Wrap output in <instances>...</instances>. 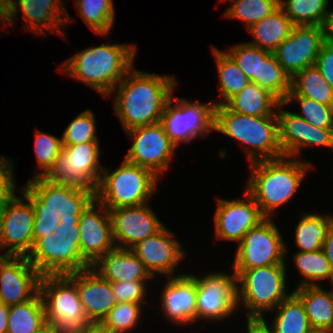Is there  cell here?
<instances>
[{
  "label": "cell",
  "instance_id": "1",
  "mask_svg": "<svg viewBox=\"0 0 333 333\" xmlns=\"http://www.w3.org/2000/svg\"><path fill=\"white\" fill-rule=\"evenodd\" d=\"M114 87L113 109L123 130L161 122L164 108L177 86L173 75L133 70ZM117 94V95H116Z\"/></svg>",
  "mask_w": 333,
  "mask_h": 333
},
{
  "label": "cell",
  "instance_id": "2",
  "mask_svg": "<svg viewBox=\"0 0 333 333\" xmlns=\"http://www.w3.org/2000/svg\"><path fill=\"white\" fill-rule=\"evenodd\" d=\"M134 44H103L83 49L60 66V72L99 92L104 98L134 67Z\"/></svg>",
  "mask_w": 333,
  "mask_h": 333
},
{
  "label": "cell",
  "instance_id": "3",
  "mask_svg": "<svg viewBox=\"0 0 333 333\" xmlns=\"http://www.w3.org/2000/svg\"><path fill=\"white\" fill-rule=\"evenodd\" d=\"M312 165L305 159L292 157L249 163L250 176L245 190L255 200L261 214L272 218L274 211L293 198Z\"/></svg>",
  "mask_w": 333,
  "mask_h": 333
},
{
  "label": "cell",
  "instance_id": "4",
  "mask_svg": "<svg viewBox=\"0 0 333 333\" xmlns=\"http://www.w3.org/2000/svg\"><path fill=\"white\" fill-rule=\"evenodd\" d=\"M213 131L246 145L244 149L250 163L283 157L277 115L249 116L219 105L214 109Z\"/></svg>",
  "mask_w": 333,
  "mask_h": 333
},
{
  "label": "cell",
  "instance_id": "5",
  "mask_svg": "<svg viewBox=\"0 0 333 333\" xmlns=\"http://www.w3.org/2000/svg\"><path fill=\"white\" fill-rule=\"evenodd\" d=\"M79 221H60L56 233L38 239L27 258L43 275H65L91 268L79 249Z\"/></svg>",
  "mask_w": 333,
  "mask_h": 333
},
{
  "label": "cell",
  "instance_id": "6",
  "mask_svg": "<svg viewBox=\"0 0 333 333\" xmlns=\"http://www.w3.org/2000/svg\"><path fill=\"white\" fill-rule=\"evenodd\" d=\"M158 179L151 170L123 159L115 170L103 168L95 199L107 209L148 203L156 192Z\"/></svg>",
  "mask_w": 333,
  "mask_h": 333
},
{
  "label": "cell",
  "instance_id": "7",
  "mask_svg": "<svg viewBox=\"0 0 333 333\" xmlns=\"http://www.w3.org/2000/svg\"><path fill=\"white\" fill-rule=\"evenodd\" d=\"M286 264L233 270L237 284V307L242 303L247 317H264L291 293L286 291ZM241 300V301H240Z\"/></svg>",
  "mask_w": 333,
  "mask_h": 333
},
{
  "label": "cell",
  "instance_id": "8",
  "mask_svg": "<svg viewBox=\"0 0 333 333\" xmlns=\"http://www.w3.org/2000/svg\"><path fill=\"white\" fill-rule=\"evenodd\" d=\"M39 293L53 333H82L92 324L82 308L75 283L66 274L41 276Z\"/></svg>",
  "mask_w": 333,
  "mask_h": 333
},
{
  "label": "cell",
  "instance_id": "9",
  "mask_svg": "<svg viewBox=\"0 0 333 333\" xmlns=\"http://www.w3.org/2000/svg\"><path fill=\"white\" fill-rule=\"evenodd\" d=\"M99 142L63 145L53 166L43 176L54 184L89 189L96 193L102 170Z\"/></svg>",
  "mask_w": 333,
  "mask_h": 333
},
{
  "label": "cell",
  "instance_id": "10",
  "mask_svg": "<svg viewBox=\"0 0 333 333\" xmlns=\"http://www.w3.org/2000/svg\"><path fill=\"white\" fill-rule=\"evenodd\" d=\"M33 210H51L60 216V221H79L80 214L95 199L89 189L54 184L43 177H35L22 187Z\"/></svg>",
  "mask_w": 333,
  "mask_h": 333
},
{
  "label": "cell",
  "instance_id": "11",
  "mask_svg": "<svg viewBox=\"0 0 333 333\" xmlns=\"http://www.w3.org/2000/svg\"><path fill=\"white\" fill-rule=\"evenodd\" d=\"M214 109V102L200 103L176 98L172 94L164 108L161 123L178 148L180 143H190L199 135L203 138L209 136L210 131L214 130Z\"/></svg>",
  "mask_w": 333,
  "mask_h": 333
},
{
  "label": "cell",
  "instance_id": "12",
  "mask_svg": "<svg viewBox=\"0 0 333 333\" xmlns=\"http://www.w3.org/2000/svg\"><path fill=\"white\" fill-rule=\"evenodd\" d=\"M272 218L250 229L236 246L233 270L285 264L287 245Z\"/></svg>",
  "mask_w": 333,
  "mask_h": 333
},
{
  "label": "cell",
  "instance_id": "13",
  "mask_svg": "<svg viewBox=\"0 0 333 333\" xmlns=\"http://www.w3.org/2000/svg\"><path fill=\"white\" fill-rule=\"evenodd\" d=\"M65 4L63 0H0V23L12 26L20 8L27 24L24 27L36 36L48 31L49 34L66 36L61 28L73 19L67 14Z\"/></svg>",
  "mask_w": 333,
  "mask_h": 333
},
{
  "label": "cell",
  "instance_id": "14",
  "mask_svg": "<svg viewBox=\"0 0 333 333\" xmlns=\"http://www.w3.org/2000/svg\"><path fill=\"white\" fill-rule=\"evenodd\" d=\"M231 273L213 272L204 277L190 274L197 283L196 322L223 321L238 309L236 275Z\"/></svg>",
  "mask_w": 333,
  "mask_h": 333
},
{
  "label": "cell",
  "instance_id": "15",
  "mask_svg": "<svg viewBox=\"0 0 333 333\" xmlns=\"http://www.w3.org/2000/svg\"><path fill=\"white\" fill-rule=\"evenodd\" d=\"M133 140L124 159L130 163L151 170L160 177L168 170L170 161L177 149L170 140L161 122L139 126L126 131Z\"/></svg>",
  "mask_w": 333,
  "mask_h": 333
},
{
  "label": "cell",
  "instance_id": "16",
  "mask_svg": "<svg viewBox=\"0 0 333 333\" xmlns=\"http://www.w3.org/2000/svg\"><path fill=\"white\" fill-rule=\"evenodd\" d=\"M285 106L284 101L280 102L276 110L283 157L299 159L301 152L308 146L318 145L333 150V129L313 126L295 112L284 109Z\"/></svg>",
  "mask_w": 333,
  "mask_h": 333
},
{
  "label": "cell",
  "instance_id": "17",
  "mask_svg": "<svg viewBox=\"0 0 333 333\" xmlns=\"http://www.w3.org/2000/svg\"><path fill=\"white\" fill-rule=\"evenodd\" d=\"M33 224L31 201L23 193L20 197L15 194L2 206L0 250H6L3 255H28L33 247Z\"/></svg>",
  "mask_w": 333,
  "mask_h": 333
},
{
  "label": "cell",
  "instance_id": "18",
  "mask_svg": "<svg viewBox=\"0 0 333 333\" xmlns=\"http://www.w3.org/2000/svg\"><path fill=\"white\" fill-rule=\"evenodd\" d=\"M216 201L217 208L213 218L216 239L234 241L238 245L250 229L265 219L259 206L246 190L244 198H217Z\"/></svg>",
  "mask_w": 333,
  "mask_h": 333
},
{
  "label": "cell",
  "instance_id": "19",
  "mask_svg": "<svg viewBox=\"0 0 333 333\" xmlns=\"http://www.w3.org/2000/svg\"><path fill=\"white\" fill-rule=\"evenodd\" d=\"M107 210L110 216L113 240L118 248L131 249L165 226L148 203Z\"/></svg>",
  "mask_w": 333,
  "mask_h": 333
},
{
  "label": "cell",
  "instance_id": "20",
  "mask_svg": "<svg viewBox=\"0 0 333 333\" xmlns=\"http://www.w3.org/2000/svg\"><path fill=\"white\" fill-rule=\"evenodd\" d=\"M324 42L322 26H294L291 34L274 51L276 61L292 78L314 65Z\"/></svg>",
  "mask_w": 333,
  "mask_h": 333
},
{
  "label": "cell",
  "instance_id": "21",
  "mask_svg": "<svg viewBox=\"0 0 333 333\" xmlns=\"http://www.w3.org/2000/svg\"><path fill=\"white\" fill-rule=\"evenodd\" d=\"M41 275L27 256L4 255L0 259V303L22 304L39 292Z\"/></svg>",
  "mask_w": 333,
  "mask_h": 333
},
{
  "label": "cell",
  "instance_id": "22",
  "mask_svg": "<svg viewBox=\"0 0 333 333\" xmlns=\"http://www.w3.org/2000/svg\"><path fill=\"white\" fill-rule=\"evenodd\" d=\"M174 233L164 226L156 234L147 237L131 248L155 278L156 273L169 277L177 276L176 268L187 254Z\"/></svg>",
  "mask_w": 333,
  "mask_h": 333
},
{
  "label": "cell",
  "instance_id": "23",
  "mask_svg": "<svg viewBox=\"0 0 333 333\" xmlns=\"http://www.w3.org/2000/svg\"><path fill=\"white\" fill-rule=\"evenodd\" d=\"M78 225L80 231L79 249L82 256L91 265L116 247L108 210L96 199L80 214Z\"/></svg>",
  "mask_w": 333,
  "mask_h": 333
},
{
  "label": "cell",
  "instance_id": "24",
  "mask_svg": "<svg viewBox=\"0 0 333 333\" xmlns=\"http://www.w3.org/2000/svg\"><path fill=\"white\" fill-rule=\"evenodd\" d=\"M160 294L161 310L175 325L196 322V280L187 274L168 277Z\"/></svg>",
  "mask_w": 333,
  "mask_h": 333
},
{
  "label": "cell",
  "instance_id": "25",
  "mask_svg": "<svg viewBox=\"0 0 333 333\" xmlns=\"http://www.w3.org/2000/svg\"><path fill=\"white\" fill-rule=\"evenodd\" d=\"M77 288L85 314L91 323H101L116 304L111 283L92 268L66 274Z\"/></svg>",
  "mask_w": 333,
  "mask_h": 333
},
{
  "label": "cell",
  "instance_id": "26",
  "mask_svg": "<svg viewBox=\"0 0 333 333\" xmlns=\"http://www.w3.org/2000/svg\"><path fill=\"white\" fill-rule=\"evenodd\" d=\"M91 268L110 283L154 278L131 249L115 247L101 256Z\"/></svg>",
  "mask_w": 333,
  "mask_h": 333
},
{
  "label": "cell",
  "instance_id": "27",
  "mask_svg": "<svg viewBox=\"0 0 333 333\" xmlns=\"http://www.w3.org/2000/svg\"><path fill=\"white\" fill-rule=\"evenodd\" d=\"M302 302L314 332L330 333L333 330L332 290L322 286H301L292 291Z\"/></svg>",
  "mask_w": 333,
  "mask_h": 333
},
{
  "label": "cell",
  "instance_id": "28",
  "mask_svg": "<svg viewBox=\"0 0 333 333\" xmlns=\"http://www.w3.org/2000/svg\"><path fill=\"white\" fill-rule=\"evenodd\" d=\"M295 25L279 6L274 12L248 28L255 40L253 46L273 52L291 34Z\"/></svg>",
  "mask_w": 333,
  "mask_h": 333
},
{
  "label": "cell",
  "instance_id": "29",
  "mask_svg": "<svg viewBox=\"0 0 333 333\" xmlns=\"http://www.w3.org/2000/svg\"><path fill=\"white\" fill-rule=\"evenodd\" d=\"M280 102L271 92L251 82L225 106L239 114L260 117L277 115L276 110Z\"/></svg>",
  "mask_w": 333,
  "mask_h": 333
},
{
  "label": "cell",
  "instance_id": "30",
  "mask_svg": "<svg viewBox=\"0 0 333 333\" xmlns=\"http://www.w3.org/2000/svg\"><path fill=\"white\" fill-rule=\"evenodd\" d=\"M46 329L45 308L39 292L29 301L9 307L6 333H43Z\"/></svg>",
  "mask_w": 333,
  "mask_h": 333
},
{
  "label": "cell",
  "instance_id": "31",
  "mask_svg": "<svg viewBox=\"0 0 333 333\" xmlns=\"http://www.w3.org/2000/svg\"><path fill=\"white\" fill-rule=\"evenodd\" d=\"M332 215L304 213L295 228V245L300 252L320 251L331 221Z\"/></svg>",
  "mask_w": 333,
  "mask_h": 333
},
{
  "label": "cell",
  "instance_id": "32",
  "mask_svg": "<svg viewBox=\"0 0 333 333\" xmlns=\"http://www.w3.org/2000/svg\"><path fill=\"white\" fill-rule=\"evenodd\" d=\"M273 313L275 317L270 324L275 333H314L301 300L293 292Z\"/></svg>",
  "mask_w": 333,
  "mask_h": 333
},
{
  "label": "cell",
  "instance_id": "33",
  "mask_svg": "<svg viewBox=\"0 0 333 333\" xmlns=\"http://www.w3.org/2000/svg\"><path fill=\"white\" fill-rule=\"evenodd\" d=\"M287 96H304L333 106V88L323 79L315 65L302 69L291 78V91Z\"/></svg>",
  "mask_w": 333,
  "mask_h": 333
},
{
  "label": "cell",
  "instance_id": "34",
  "mask_svg": "<svg viewBox=\"0 0 333 333\" xmlns=\"http://www.w3.org/2000/svg\"><path fill=\"white\" fill-rule=\"evenodd\" d=\"M212 52L215 56L218 76L220 80L219 92L221 100L214 102L215 106L225 105L232 97L242 91L245 86L251 83L247 76L236 65L234 60L226 53L212 47Z\"/></svg>",
  "mask_w": 333,
  "mask_h": 333
},
{
  "label": "cell",
  "instance_id": "35",
  "mask_svg": "<svg viewBox=\"0 0 333 333\" xmlns=\"http://www.w3.org/2000/svg\"><path fill=\"white\" fill-rule=\"evenodd\" d=\"M293 256L294 266L303 276L300 283L295 287L319 286L320 281L328 280L333 285V270L328 262L324 251L300 252Z\"/></svg>",
  "mask_w": 333,
  "mask_h": 333
},
{
  "label": "cell",
  "instance_id": "36",
  "mask_svg": "<svg viewBox=\"0 0 333 333\" xmlns=\"http://www.w3.org/2000/svg\"><path fill=\"white\" fill-rule=\"evenodd\" d=\"M330 0H280V6L295 26H323Z\"/></svg>",
  "mask_w": 333,
  "mask_h": 333
},
{
  "label": "cell",
  "instance_id": "37",
  "mask_svg": "<svg viewBox=\"0 0 333 333\" xmlns=\"http://www.w3.org/2000/svg\"><path fill=\"white\" fill-rule=\"evenodd\" d=\"M113 4V0H75L78 14L92 31L101 36H107L113 27L115 21Z\"/></svg>",
  "mask_w": 333,
  "mask_h": 333
},
{
  "label": "cell",
  "instance_id": "38",
  "mask_svg": "<svg viewBox=\"0 0 333 333\" xmlns=\"http://www.w3.org/2000/svg\"><path fill=\"white\" fill-rule=\"evenodd\" d=\"M259 86L283 102L291 91V78L276 61L273 52L260 59Z\"/></svg>",
  "mask_w": 333,
  "mask_h": 333
},
{
  "label": "cell",
  "instance_id": "39",
  "mask_svg": "<svg viewBox=\"0 0 333 333\" xmlns=\"http://www.w3.org/2000/svg\"><path fill=\"white\" fill-rule=\"evenodd\" d=\"M280 6V0H233L223 17L243 21L248 29Z\"/></svg>",
  "mask_w": 333,
  "mask_h": 333
},
{
  "label": "cell",
  "instance_id": "40",
  "mask_svg": "<svg viewBox=\"0 0 333 333\" xmlns=\"http://www.w3.org/2000/svg\"><path fill=\"white\" fill-rule=\"evenodd\" d=\"M142 312V305L116 302L100 324L111 333H130L137 327Z\"/></svg>",
  "mask_w": 333,
  "mask_h": 333
},
{
  "label": "cell",
  "instance_id": "41",
  "mask_svg": "<svg viewBox=\"0 0 333 333\" xmlns=\"http://www.w3.org/2000/svg\"><path fill=\"white\" fill-rule=\"evenodd\" d=\"M226 52L247 76V78L257 85H259V69L260 59L270 53V51L253 46L247 42L235 44Z\"/></svg>",
  "mask_w": 333,
  "mask_h": 333
},
{
  "label": "cell",
  "instance_id": "42",
  "mask_svg": "<svg viewBox=\"0 0 333 333\" xmlns=\"http://www.w3.org/2000/svg\"><path fill=\"white\" fill-rule=\"evenodd\" d=\"M94 112L87 109L74 118L64 130L62 145L99 142Z\"/></svg>",
  "mask_w": 333,
  "mask_h": 333
},
{
  "label": "cell",
  "instance_id": "43",
  "mask_svg": "<svg viewBox=\"0 0 333 333\" xmlns=\"http://www.w3.org/2000/svg\"><path fill=\"white\" fill-rule=\"evenodd\" d=\"M293 100L300 106L301 118L316 127L333 129V106L318 103L304 96H287L284 103L290 104Z\"/></svg>",
  "mask_w": 333,
  "mask_h": 333
},
{
  "label": "cell",
  "instance_id": "44",
  "mask_svg": "<svg viewBox=\"0 0 333 333\" xmlns=\"http://www.w3.org/2000/svg\"><path fill=\"white\" fill-rule=\"evenodd\" d=\"M35 155L37 159V173L31 178L43 177L53 166L58 153L63 149L62 138L50 135L46 132H35Z\"/></svg>",
  "mask_w": 333,
  "mask_h": 333
},
{
  "label": "cell",
  "instance_id": "45",
  "mask_svg": "<svg viewBox=\"0 0 333 333\" xmlns=\"http://www.w3.org/2000/svg\"><path fill=\"white\" fill-rule=\"evenodd\" d=\"M147 280H136L132 282L111 283L112 293L116 302H133L143 305L146 302L145 284ZM145 301V302H144Z\"/></svg>",
  "mask_w": 333,
  "mask_h": 333
},
{
  "label": "cell",
  "instance_id": "46",
  "mask_svg": "<svg viewBox=\"0 0 333 333\" xmlns=\"http://www.w3.org/2000/svg\"><path fill=\"white\" fill-rule=\"evenodd\" d=\"M14 159L0 154V207L5 205L16 194Z\"/></svg>",
  "mask_w": 333,
  "mask_h": 333
},
{
  "label": "cell",
  "instance_id": "47",
  "mask_svg": "<svg viewBox=\"0 0 333 333\" xmlns=\"http://www.w3.org/2000/svg\"><path fill=\"white\" fill-rule=\"evenodd\" d=\"M60 216L51 210H34L33 244L40 238L56 233Z\"/></svg>",
  "mask_w": 333,
  "mask_h": 333
},
{
  "label": "cell",
  "instance_id": "48",
  "mask_svg": "<svg viewBox=\"0 0 333 333\" xmlns=\"http://www.w3.org/2000/svg\"><path fill=\"white\" fill-rule=\"evenodd\" d=\"M323 79L333 88V44L323 42L314 64Z\"/></svg>",
  "mask_w": 333,
  "mask_h": 333
},
{
  "label": "cell",
  "instance_id": "49",
  "mask_svg": "<svg viewBox=\"0 0 333 333\" xmlns=\"http://www.w3.org/2000/svg\"><path fill=\"white\" fill-rule=\"evenodd\" d=\"M264 317H246L247 333H275Z\"/></svg>",
  "mask_w": 333,
  "mask_h": 333
},
{
  "label": "cell",
  "instance_id": "50",
  "mask_svg": "<svg viewBox=\"0 0 333 333\" xmlns=\"http://www.w3.org/2000/svg\"><path fill=\"white\" fill-rule=\"evenodd\" d=\"M322 250L324 251L326 258L333 270V220L329 225L326 239L322 245Z\"/></svg>",
  "mask_w": 333,
  "mask_h": 333
},
{
  "label": "cell",
  "instance_id": "51",
  "mask_svg": "<svg viewBox=\"0 0 333 333\" xmlns=\"http://www.w3.org/2000/svg\"><path fill=\"white\" fill-rule=\"evenodd\" d=\"M324 41L333 44V10L328 11L323 24Z\"/></svg>",
  "mask_w": 333,
  "mask_h": 333
},
{
  "label": "cell",
  "instance_id": "52",
  "mask_svg": "<svg viewBox=\"0 0 333 333\" xmlns=\"http://www.w3.org/2000/svg\"><path fill=\"white\" fill-rule=\"evenodd\" d=\"M8 314H9V306L0 303V333H6Z\"/></svg>",
  "mask_w": 333,
  "mask_h": 333
},
{
  "label": "cell",
  "instance_id": "53",
  "mask_svg": "<svg viewBox=\"0 0 333 333\" xmlns=\"http://www.w3.org/2000/svg\"><path fill=\"white\" fill-rule=\"evenodd\" d=\"M82 333H111L109 330L104 328L100 323H92L85 327Z\"/></svg>",
  "mask_w": 333,
  "mask_h": 333
},
{
  "label": "cell",
  "instance_id": "54",
  "mask_svg": "<svg viewBox=\"0 0 333 333\" xmlns=\"http://www.w3.org/2000/svg\"><path fill=\"white\" fill-rule=\"evenodd\" d=\"M1 230H2V207H0V238H1Z\"/></svg>",
  "mask_w": 333,
  "mask_h": 333
},
{
  "label": "cell",
  "instance_id": "55",
  "mask_svg": "<svg viewBox=\"0 0 333 333\" xmlns=\"http://www.w3.org/2000/svg\"><path fill=\"white\" fill-rule=\"evenodd\" d=\"M43 333H53V331L50 328H48Z\"/></svg>",
  "mask_w": 333,
  "mask_h": 333
},
{
  "label": "cell",
  "instance_id": "56",
  "mask_svg": "<svg viewBox=\"0 0 333 333\" xmlns=\"http://www.w3.org/2000/svg\"><path fill=\"white\" fill-rule=\"evenodd\" d=\"M219 1H220V2H223V1H224V2L226 3V2H231V1H233V0H219Z\"/></svg>",
  "mask_w": 333,
  "mask_h": 333
}]
</instances>
